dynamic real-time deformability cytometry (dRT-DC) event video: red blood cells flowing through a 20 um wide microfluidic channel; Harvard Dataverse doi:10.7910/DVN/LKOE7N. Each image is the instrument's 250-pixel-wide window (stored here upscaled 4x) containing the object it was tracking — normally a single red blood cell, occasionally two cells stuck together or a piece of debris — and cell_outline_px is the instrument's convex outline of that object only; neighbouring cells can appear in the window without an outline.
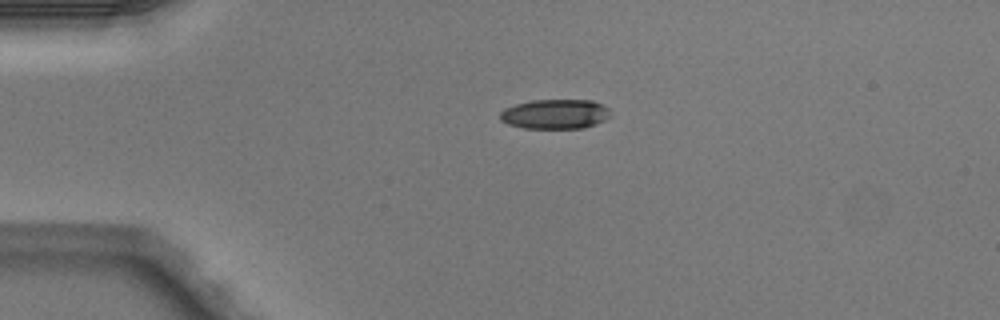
{"species": "Egyptian fruit bat (a non-hibernating species)", "species_latin": "Rousettus aegyptiacus", "temperature_condition": "warm", "stored_images_in_passage": 3, "camera_frame_rate_fps": 3000, "um_per_image_px": 0.085, "animal": {"sex": "male"}, "frame": {"image": 1, "passage_image": 2, "time_ms": 0.333, "image_size_px": [1000, 320], "cell_outline_px": [[608, 116], [604, 120], [596, 124], [584, 128], [524, 128], [508, 124], [500, 120], [500, 112], [504, 108], [516, 104], [532, 100], [592, 100], [608, 108]], "centroid_in_image_um": [47.15, 9.7], "position_along_channel_um": 37.9, "area_um2": 18.96}}